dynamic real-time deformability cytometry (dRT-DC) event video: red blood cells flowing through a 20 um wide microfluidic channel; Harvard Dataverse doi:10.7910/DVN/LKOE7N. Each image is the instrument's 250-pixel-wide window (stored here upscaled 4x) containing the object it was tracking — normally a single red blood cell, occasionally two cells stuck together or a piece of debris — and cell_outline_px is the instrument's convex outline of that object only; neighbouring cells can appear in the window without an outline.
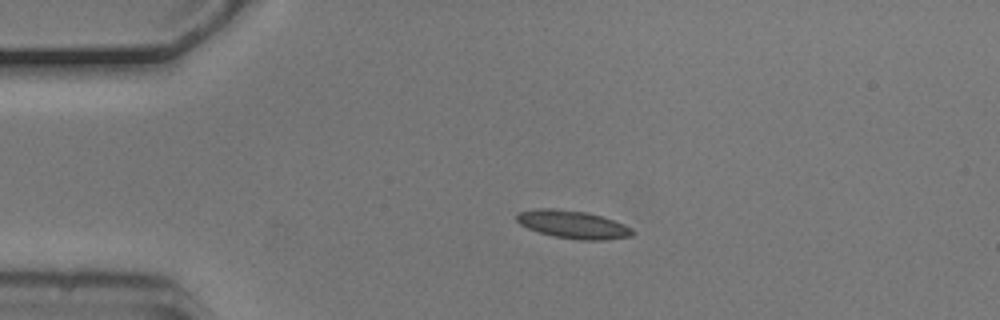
{"species": "common noctule bat (a hibernating species)", "species_latin": "Nyctalus noctula", "temperature_condition": "cold", "stored_images_in_passage": 4, "camera_frame_rate_fps": 3000, "um_per_image_px": 0.085, "animal": {"sex": "male", "body_mass_g": 20.5, "forearm_length_mm": 52.5}, "frame": {"image": 1, "passage_image": 3, "time_ms": 0.667, "image_size_px": [1000, 320], "cell_outline_px": [[636, 232], [632, 236], [604, 240], [580, 240], [552, 236], [528, 228], [520, 224], [516, 220], [516, 216], [520, 212], [536, 208], [556, 208], [588, 212], [624, 224], [632, 228]], "centroid_in_image_um": [48.71, 19.08], "position_along_channel_um": 36.3, "area_um2": 18.9}}